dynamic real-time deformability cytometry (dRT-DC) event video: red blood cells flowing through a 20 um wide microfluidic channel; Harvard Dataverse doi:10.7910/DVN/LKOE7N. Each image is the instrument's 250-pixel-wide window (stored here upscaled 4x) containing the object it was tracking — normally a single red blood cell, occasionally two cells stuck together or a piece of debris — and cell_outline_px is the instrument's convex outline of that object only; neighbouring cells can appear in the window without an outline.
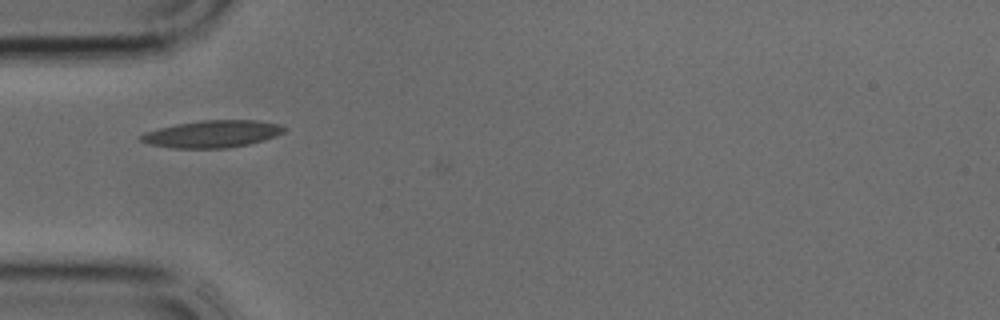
{"species": "common noctule bat (a hibernating species)", "species_latin": "Nyctalus noctula", "temperature_condition": "cold", "stored_images_in_passage": 26, "camera_frame_rate_fps": 3000, "um_per_image_px": 0.085, "animal": {"sex": "male", "body_mass_g": 17.9, "forearm_length_mm": 54.2}, "frame": {"image": 1, "passage_image": 2, "time_ms": 0.333, "image_size_px": [1000, 320], "cell_outline_px": [[288, 128], [284, 132], [276, 136], [264, 140], [248, 144], [228, 148], [172, 148], [148, 144], [140, 140], [136, 136], [144, 132], [156, 128], [176, 124], [200, 120], [256, 120], [280, 124]], "centroid_in_image_um": [18.01, 11.38], "position_along_channel_um": 67.0, "area_um2": 23.0}}
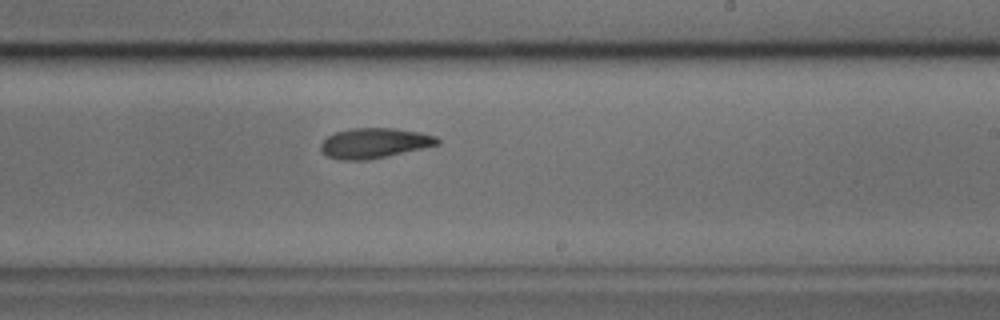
{"frame": {"image": 2, "passage_image": 13, "time_ms": 4.0, "image_size_px": [1000, 320], "cell_outline_px": [[440, 144], [368, 160], [336, 160], [328, 156], [320, 148], [320, 144], [328, 136], [336, 132], [348, 128], [396, 128], [420, 132], [436, 136], [440, 140]], "centroid_in_image_um": [31.81, 12.15], "position_along_channel_um": 257.2, "area_um2": 20.46}}
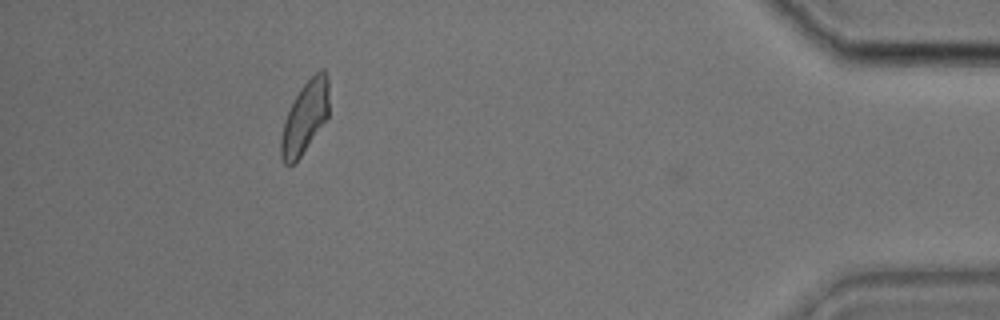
{"frame": {"image": 3, "passage_image": 25, "time_ms": 8.0, "image_size_px": [1000, 320], "cell_outline_px": [[328, 116], [300, 156], [292, 164], [284, 164], [280, 156], [280, 140], [284, 120], [300, 88], [320, 68], [324, 68], [328, 76]], "centroid_in_image_um": [25.91, 9.95], "position_along_channel_um": 409.3, "area_um2": 19.77}}